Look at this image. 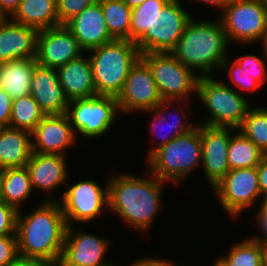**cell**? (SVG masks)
<instances>
[{
  "label": "cell",
  "instance_id": "6da1fadb",
  "mask_svg": "<svg viewBox=\"0 0 267 266\" xmlns=\"http://www.w3.org/2000/svg\"><path fill=\"white\" fill-rule=\"evenodd\" d=\"M145 170V177L132 172L108 177V213L141 234L148 233L155 225L159 212L163 210V193L168 185Z\"/></svg>",
  "mask_w": 267,
  "mask_h": 266
},
{
  "label": "cell",
  "instance_id": "7a4b0ae2",
  "mask_svg": "<svg viewBox=\"0 0 267 266\" xmlns=\"http://www.w3.org/2000/svg\"><path fill=\"white\" fill-rule=\"evenodd\" d=\"M34 210L17 212L18 254L23 257L60 260L67 224L59 201H42Z\"/></svg>",
  "mask_w": 267,
  "mask_h": 266
},
{
  "label": "cell",
  "instance_id": "3957f363",
  "mask_svg": "<svg viewBox=\"0 0 267 266\" xmlns=\"http://www.w3.org/2000/svg\"><path fill=\"white\" fill-rule=\"evenodd\" d=\"M230 46L219 17L199 20L193 16L170 53L199 76H215L230 55Z\"/></svg>",
  "mask_w": 267,
  "mask_h": 266
},
{
  "label": "cell",
  "instance_id": "277c9868",
  "mask_svg": "<svg viewBox=\"0 0 267 266\" xmlns=\"http://www.w3.org/2000/svg\"><path fill=\"white\" fill-rule=\"evenodd\" d=\"M146 161L144 168L151 174L175 188L180 186L191 173L195 174L196 168H201L200 124L156 149Z\"/></svg>",
  "mask_w": 267,
  "mask_h": 266
},
{
  "label": "cell",
  "instance_id": "5b68a950",
  "mask_svg": "<svg viewBox=\"0 0 267 266\" xmlns=\"http://www.w3.org/2000/svg\"><path fill=\"white\" fill-rule=\"evenodd\" d=\"M92 65L97 95L116 97L121 93L132 66L141 57L130 40H116L86 51Z\"/></svg>",
  "mask_w": 267,
  "mask_h": 266
},
{
  "label": "cell",
  "instance_id": "8992f818",
  "mask_svg": "<svg viewBox=\"0 0 267 266\" xmlns=\"http://www.w3.org/2000/svg\"><path fill=\"white\" fill-rule=\"evenodd\" d=\"M216 77V75L200 76L196 99L208 113L203 122L197 123L238 129L254 104L249 98L229 87L224 80Z\"/></svg>",
  "mask_w": 267,
  "mask_h": 266
},
{
  "label": "cell",
  "instance_id": "52a82bcc",
  "mask_svg": "<svg viewBox=\"0 0 267 266\" xmlns=\"http://www.w3.org/2000/svg\"><path fill=\"white\" fill-rule=\"evenodd\" d=\"M66 115L77 140L79 137L92 140L105 136L122 116L116 97L103 95L70 100Z\"/></svg>",
  "mask_w": 267,
  "mask_h": 266
},
{
  "label": "cell",
  "instance_id": "ba28073f",
  "mask_svg": "<svg viewBox=\"0 0 267 266\" xmlns=\"http://www.w3.org/2000/svg\"><path fill=\"white\" fill-rule=\"evenodd\" d=\"M67 226L95 224L109 211L108 179L103 187L94 179L66 183L59 200ZM105 215H104V214ZM93 221V222H92ZM76 222V223H75Z\"/></svg>",
  "mask_w": 267,
  "mask_h": 266
},
{
  "label": "cell",
  "instance_id": "9c48e42d",
  "mask_svg": "<svg viewBox=\"0 0 267 266\" xmlns=\"http://www.w3.org/2000/svg\"><path fill=\"white\" fill-rule=\"evenodd\" d=\"M218 14L232 46L252 48L267 35V14L261 0H230Z\"/></svg>",
  "mask_w": 267,
  "mask_h": 266
},
{
  "label": "cell",
  "instance_id": "30bf717a",
  "mask_svg": "<svg viewBox=\"0 0 267 266\" xmlns=\"http://www.w3.org/2000/svg\"><path fill=\"white\" fill-rule=\"evenodd\" d=\"M141 58L150 67L162 100L196 99L200 76L170 52L144 53Z\"/></svg>",
  "mask_w": 267,
  "mask_h": 266
},
{
  "label": "cell",
  "instance_id": "8fae6325",
  "mask_svg": "<svg viewBox=\"0 0 267 266\" xmlns=\"http://www.w3.org/2000/svg\"><path fill=\"white\" fill-rule=\"evenodd\" d=\"M219 207L230 220H238L262 203L256 168L232 169L212 188ZM244 213V214H243Z\"/></svg>",
  "mask_w": 267,
  "mask_h": 266
},
{
  "label": "cell",
  "instance_id": "7c38bea8",
  "mask_svg": "<svg viewBox=\"0 0 267 266\" xmlns=\"http://www.w3.org/2000/svg\"><path fill=\"white\" fill-rule=\"evenodd\" d=\"M181 0H169L153 15L152 32H145L136 42L141 54L171 52L181 38L188 21L193 17Z\"/></svg>",
  "mask_w": 267,
  "mask_h": 266
},
{
  "label": "cell",
  "instance_id": "4fadbf2b",
  "mask_svg": "<svg viewBox=\"0 0 267 266\" xmlns=\"http://www.w3.org/2000/svg\"><path fill=\"white\" fill-rule=\"evenodd\" d=\"M111 244L108 237L78 229L76 224L67 226L60 266H113L115 261L107 258Z\"/></svg>",
  "mask_w": 267,
  "mask_h": 266
},
{
  "label": "cell",
  "instance_id": "5bb4252c",
  "mask_svg": "<svg viewBox=\"0 0 267 266\" xmlns=\"http://www.w3.org/2000/svg\"><path fill=\"white\" fill-rule=\"evenodd\" d=\"M193 101L186 100H162L153 110L143 111V114H151V122L149 128L153 139H151V147L147 148V158L159 147L167 144L178 135L191 131L198 123L189 120V111ZM173 108V109H172ZM170 109V110H169ZM190 109V110H189ZM172 118V119H170ZM173 121V122H172ZM189 121V122H188ZM165 127L166 130H165ZM165 130V132H163ZM163 132V133H162Z\"/></svg>",
  "mask_w": 267,
  "mask_h": 266
},
{
  "label": "cell",
  "instance_id": "9a60e30c",
  "mask_svg": "<svg viewBox=\"0 0 267 266\" xmlns=\"http://www.w3.org/2000/svg\"><path fill=\"white\" fill-rule=\"evenodd\" d=\"M116 99L123 116L153 110L162 102L151 69L141 57L132 66Z\"/></svg>",
  "mask_w": 267,
  "mask_h": 266
},
{
  "label": "cell",
  "instance_id": "2e32d148",
  "mask_svg": "<svg viewBox=\"0 0 267 266\" xmlns=\"http://www.w3.org/2000/svg\"><path fill=\"white\" fill-rule=\"evenodd\" d=\"M237 130L200 124L202 164L199 169L203 171L205 181L211 189L229 172L228 146L231 136Z\"/></svg>",
  "mask_w": 267,
  "mask_h": 266
},
{
  "label": "cell",
  "instance_id": "e0dca14e",
  "mask_svg": "<svg viewBox=\"0 0 267 266\" xmlns=\"http://www.w3.org/2000/svg\"><path fill=\"white\" fill-rule=\"evenodd\" d=\"M68 156L40 154L32 152L26 165L33 191L43 192L42 201H59V194H54L57 189L66 187L69 181Z\"/></svg>",
  "mask_w": 267,
  "mask_h": 266
},
{
  "label": "cell",
  "instance_id": "ac0fdd59",
  "mask_svg": "<svg viewBox=\"0 0 267 266\" xmlns=\"http://www.w3.org/2000/svg\"><path fill=\"white\" fill-rule=\"evenodd\" d=\"M32 152L67 156L77 136L66 113L45 115L31 132Z\"/></svg>",
  "mask_w": 267,
  "mask_h": 266
},
{
  "label": "cell",
  "instance_id": "d6986e66",
  "mask_svg": "<svg viewBox=\"0 0 267 266\" xmlns=\"http://www.w3.org/2000/svg\"><path fill=\"white\" fill-rule=\"evenodd\" d=\"M84 52L65 25L38 32L36 61L40 66L57 69Z\"/></svg>",
  "mask_w": 267,
  "mask_h": 266
},
{
  "label": "cell",
  "instance_id": "ffe728a7",
  "mask_svg": "<svg viewBox=\"0 0 267 266\" xmlns=\"http://www.w3.org/2000/svg\"><path fill=\"white\" fill-rule=\"evenodd\" d=\"M30 95L45 115L66 113L68 99L59 82L57 70L35 65L31 80Z\"/></svg>",
  "mask_w": 267,
  "mask_h": 266
},
{
  "label": "cell",
  "instance_id": "44dd1931",
  "mask_svg": "<svg viewBox=\"0 0 267 266\" xmlns=\"http://www.w3.org/2000/svg\"><path fill=\"white\" fill-rule=\"evenodd\" d=\"M65 26L85 52L114 40L108 31L99 1L85 8Z\"/></svg>",
  "mask_w": 267,
  "mask_h": 266
},
{
  "label": "cell",
  "instance_id": "7402d4cb",
  "mask_svg": "<svg viewBox=\"0 0 267 266\" xmlns=\"http://www.w3.org/2000/svg\"><path fill=\"white\" fill-rule=\"evenodd\" d=\"M38 32L7 18L0 24V63L36 57Z\"/></svg>",
  "mask_w": 267,
  "mask_h": 266
},
{
  "label": "cell",
  "instance_id": "603a6c76",
  "mask_svg": "<svg viewBox=\"0 0 267 266\" xmlns=\"http://www.w3.org/2000/svg\"><path fill=\"white\" fill-rule=\"evenodd\" d=\"M56 70L68 101L97 96L92 65L87 52Z\"/></svg>",
  "mask_w": 267,
  "mask_h": 266
},
{
  "label": "cell",
  "instance_id": "cb8c5ba5",
  "mask_svg": "<svg viewBox=\"0 0 267 266\" xmlns=\"http://www.w3.org/2000/svg\"><path fill=\"white\" fill-rule=\"evenodd\" d=\"M32 155L31 133L11 126L0 131V169L26 166Z\"/></svg>",
  "mask_w": 267,
  "mask_h": 266
},
{
  "label": "cell",
  "instance_id": "d4e9b609",
  "mask_svg": "<svg viewBox=\"0 0 267 266\" xmlns=\"http://www.w3.org/2000/svg\"><path fill=\"white\" fill-rule=\"evenodd\" d=\"M36 57L0 63V87L14 100L30 95Z\"/></svg>",
  "mask_w": 267,
  "mask_h": 266
},
{
  "label": "cell",
  "instance_id": "484cf974",
  "mask_svg": "<svg viewBox=\"0 0 267 266\" xmlns=\"http://www.w3.org/2000/svg\"><path fill=\"white\" fill-rule=\"evenodd\" d=\"M57 0H21L10 17L13 22L44 30L59 26Z\"/></svg>",
  "mask_w": 267,
  "mask_h": 266
},
{
  "label": "cell",
  "instance_id": "4316f807",
  "mask_svg": "<svg viewBox=\"0 0 267 266\" xmlns=\"http://www.w3.org/2000/svg\"><path fill=\"white\" fill-rule=\"evenodd\" d=\"M34 193L26 166L2 169V201L19 211Z\"/></svg>",
  "mask_w": 267,
  "mask_h": 266
},
{
  "label": "cell",
  "instance_id": "83f0119b",
  "mask_svg": "<svg viewBox=\"0 0 267 266\" xmlns=\"http://www.w3.org/2000/svg\"><path fill=\"white\" fill-rule=\"evenodd\" d=\"M226 254L212 261L216 266H264L265 246L248 236L233 242Z\"/></svg>",
  "mask_w": 267,
  "mask_h": 266
},
{
  "label": "cell",
  "instance_id": "f1b7e54d",
  "mask_svg": "<svg viewBox=\"0 0 267 266\" xmlns=\"http://www.w3.org/2000/svg\"><path fill=\"white\" fill-rule=\"evenodd\" d=\"M220 73H227L230 81H224L229 87L250 100V95L259 92L267 84V74H248L231 56L222 62ZM232 85H231V84ZM249 96V97H248Z\"/></svg>",
  "mask_w": 267,
  "mask_h": 266
},
{
  "label": "cell",
  "instance_id": "f546056e",
  "mask_svg": "<svg viewBox=\"0 0 267 266\" xmlns=\"http://www.w3.org/2000/svg\"><path fill=\"white\" fill-rule=\"evenodd\" d=\"M265 154L239 130L230 139L228 146L229 170L256 168Z\"/></svg>",
  "mask_w": 267,
  "mask_h": 266
},
{
  "label": "cell",
  "instance_id": "4dcf8cb0",
  "mask_svg": "<svg viewBox=\"0 0 267 266\" xmlns=\"http://www.w3.org/2000/svg\"><path fill=\"white\" fill-rule=\"evenodd\" d=\"M108 31L113 39L129 40L131 11L122 0H99Z\"/></svg>",
  "mask_w": 267,
  "mask_h": 266
},
{
  "label": "cell",
  "instance_id": "1f68e13d",
  "mask_svg": "<svg viewBox=\"0 0 267 266\" xmlns=\"http://www.w3.org/2000/svg\"><path fill=\"white\" fill-rule=\"evenodd\" d=\"M238 130L264 154L267 153V106L253 105Z\"/></svg>",
  "mask_w": 267,
  "mask_h": 266
},
{
  "label": "cell",
  "instance_id": "d6a6232c",
  "mask_svg": "<svg viewBox=\"0 0 267 266\" xmlns=\"http://www.w3.org/2000/svg\"><path fill=\"white\" fill-rule=\"evenodd\" d=\"M45 113L31 95L14 99L9 126L32 132Z\"/></svg>",
  "mask_w": 267,
  "mask_h": 266
},
{
  "label": "cell",
  "instance_id": "836d02e7",
  "mask_svg": "<svg viewBox=\"0 0 267 266\" xmlns=\"http://www.w3.org/2000/svg\"><path fill=\"white\" fill-rule=\"evenodd\" d=\"M169 0H146L131 11L129 40L136 42L145 32H152L153 15Z\"/></svg>",
  "mask_w": 267,
  "mask_h": 266
},
{
  "label": "cell",
  "instance_id": "e575fe53",
  "mask_svg": "<svg viewBox=\"0 0 267 266\" xmlns=\"http://www.w3.org/2000/svg\"><path fill=\"white\" fill-rule=\"evenodd\" d=\"M99 0H57V15L59 25H66L88 6Z\"/></svg>",
  "mask_w": 267,
  "mask_h": 266
},
{
  "label": "cell",
  "instance_id": "d590c367",
  "mask_svg": "<svg viewBox=\"0 0 267 266\" xmlns=\"http://www.w3.org/2000/svg\"><path fill=\"white\" fill-rule=\"evenodd\" d=\"M261 52L259 56L254 53H248L233 58L248 74H267V59L263 51Z\"/></svg>",
  "mask_w": 267,
  "mask_h": 266
},
{
  "label": "cell",
  "instance_id": "8d00e7d4",
  "mask_svg": "<svg viewBox=\"0 0 267 266\" xmlns=\"http://www.w3.org/2000/svg\"><path fill=\"white\" fill-rule=\"evenodd\" d=\"M17 212L13 206L0 201V236L16 235Z\"/></svg>",
  "mask_w": 267,
  "mask_h": 266
},
{
  "label": "cell",
  "instance_id": "74e56055",
  "mask_svg": "<svg viewBox=\"0 0 267 266\" xmlns=\"http://www.w3.org/2000/svg\"><path fill=\"white\" fill-rule=\"evenodd\" d=\"M18 255L17 236H0V266H8Z\"/></svg>",
  "mask_w": 267,
  "mask_h": 266
},
{
  "label": "cell",
  "instance_id": "f35d334b",
  "mask_svg": "<svg viewBox=\"0 0 267 266\" xmlns=\"http://www.w3.org/2000/svg\"><path fill=\"white\" fill-rule=\"evenodd\" d=\"M256 212L254 217H251V219H254L256 225V231L257 234H249L248 236L250 239H252L255 242H259L264 246H267V206L259 205L257 208H255Z\"/></svg>",
  "mask_w": 267,
  "mask_h": 266
},
{
  "label": "cell",
  "instance_id": "ab89813d",
  "mask_svg": "<svg viewBox=\"0 0 267 266\" xmlns=\"http://www.w3.org/2000/svg\"><path fill=\"white\" fill-rule=\"evenodd\" d=\"M13 99L0 87V126H9Z\"/></svg>",
  "mask_w": 267,
  "mask_h": 266
},
{
  "label": "cell",
  "instance_id": "60d3db41",
  "mask_svg": "<svg viewBox=\"0 0 267 266\" xmlns=\"http://www.w3.org/2000/svg\"><path fill=\"white\" fill-rule=\"evenodd\" d=\"M8 266H60V260H45L18 255Z\"/></svg>",
  "mask_w": 267,
  "mask_h": 266
},
{
  "label": "cell",
  "instance_id": "b9f144b4",
  "mask_svg": "<svg viewBox=\"0 0 267 266\" xmlns=\"http://www.w3.org/2000/svg\"><path fill=\"white\" fill-rule=\"evenodd\" d=\"M175 264L176 263L170 258L163 259V257H161L158 259L157 257H152L151 255H144L136 258L134 261L132 260V263L126 266H174Z\"/></svg>",
  "mask_w": 267,
  "mask_h": 266
},
{
  "label": "cell",
  "instance_id": "7bdbcfd3",
  "mask_svg": "<svg viewBox=\"0 0 267 266\" xmlns=\"http://www.w3.org/2000/svg\"><path fill=\"white\" fill-rule=\"evenodd\" d=\"M262 198L267 194V157H264L256 167Z\"/></svg>",
  "mask_w": 267,
  "mask_h": 266
},
{
  "label": "cell",
  "instance_id": "ee69618b",
  "mask_svg": "<svg viewBox=\"0 0 267 266\" xmlns=\"http://www.w3.org/2000/svg\"><path fill=\"white\" fill-rule=\"evenodd\" d=\"M21 0H0V10L10 18L18 9Z\"/></svg>",
  "mask_w": 267,
  "mask_h": 266
},
{
  "label": "cell",
  "instance_id": "f6af8a7d",
  "mask_svg": "<svg viewBox=\"0 0 267 266\" xmlns=\"http://www.w3.org/2000/svg\"><path fill=\"white\" fill-rule=\"evenodd\" d=\"M191 1V0H190ZM193 2H200L203 5L206 6L209 5L211 8L215 7L219 10V12L230 2V0H192Z\"/></svg>",
  "mask_w": 267,
  "mask_h": 266
},
{
  "label": "cell",
  "instance_id": "bcb514c9",
  "mask_svg": "<svg viewBox=\"0 0 267 266\" xmlns=\"http://www.w3.org/2000/svg\"><path fill=\"white\" fill-rule=\"evenodd\" d=\"M129 8L133 9L141 5L146 0H122Z\"/></svg>",
  "mask_w": 267,
  "mask_h": 266
},
{
  "label": "cell",
  "instance_id": "7dc6e473",
  "mask_svg": "<svg viewBox=\"0 0 267 266\" xmlns=\"http://www.w3.org/2000/svg\"><path fill=\"white\" fill-rule=\"evenodd\" d=\"M260 47H262L261 50L263 51L264 56L267 59V35H265L260 42Z\"/></svg>",
  "mask_w": 267,
  "mask_h": 266
},
{
  "label": "cell",
  "instance_id": "c3c4849f",
  "mask_svg": "<svg viewBox=\"0 0 267 266\" xmlns=\"http://www.w3.org/2000/svg\"><path fill=\"white\" fill-rule=\"evenodd\" d=\"M0 201H2V169H0Z\"/></svg>",
  "mask_w": 267,
  "mask_h": 266
},
{
  "label": "cell",
  "instance_id": "681fc988",
  "mask_svg": "<svg viewBox=\"0 0 267 266\" xmlns=\"http://www.w3.org/2000/svg\"><path fill=\"white\" fill-rule=\"evenodd\" d=\"M6 19L7 17L5 16V14L0 10V24L3 23Z\"/></svg>",
  "mask_w": 267,
  "mask_h": 266
},
{
  "label": "cell",
  "instance_id": "f907efd6",
  "mask_svg": "<svg viewBox=\"0 0 267 266\" xmlns=\"http://www.w3.org/2000/svg\"><path fill=\"white\" fill-rule=\"evenodd\" d=\"M261 205L267 206V194L263 197Z\"/></svg>",
  "mask_w": 267,
  "mask_h": 266
},
{
  "label": "cell",
  "instance_id": "816d5d0a",
  "mask_svg": "<svg viewBox=\"0 0 267 266\" xmlns=\"http://www.w3.org/2000/svg\"><path fill=\"white\" fill-rule=\"evenodd\" d=\"M264 266H267V246H265Z\"/></svg>",
  "mask_w": 267,
  "mask_h": 266
},
{
  "label": "cell",
  "instance_id": "f5cc1de1",
  "mask_svg": "<svg viewBox=\"0 0 267 266\" xmlns=\"http://www.w3.org/2000/svg\"><path fill=\"white\" fill-rule=\"evenodd\" d=\"M262 1V4H263V7L265 9V12L267 14V0H261Z\"/></svg>",
  "mask_w": 267,
  "mask_h": 266
},
{
  "label": "cell",
  "instance_id": "db71d44e",
  "mask_svg": "<svg viewBox=\"0 0 267 266\" xmlns=\"http://www.w3.org/2000/svg\"><path fill=\"white\" fill-rule=\"evenodd\" d=\"M174 266H190V265H182L180 263L179 264L176 263Z\"/></svg>",
  "mask_w": 267,
  "mask_h": 266
},
{
  "label": "cell",
  "instance_id": "11a10c76",
  "mask_svg": "<svg viewBox=\"0 0 267 266\" xmlns=\"http://www.w3.org/2000/svg\"><path fill=\"white\" fill-rule=\"evenodd\" d=\"M113 266H122L121 264H117V263H115Z\"/></svg>",
  "mask_w": 267,
  "mask_h": 266
},
{
  "label": "cell",
  "instance_id": "9f6ffc18",
  "mask_svg": "<svg viewBox=\"0 0 267 266\" xmlns=\"http://www.w3.org/2000/svg\"><path fill=\"white\" fill-rule=\"evenodd\" d=\"M210 266H216L213 262L210 263Z\"/></svg>",
  "mask_w": 267,
  "mask_h": 266
}]
</instances>
